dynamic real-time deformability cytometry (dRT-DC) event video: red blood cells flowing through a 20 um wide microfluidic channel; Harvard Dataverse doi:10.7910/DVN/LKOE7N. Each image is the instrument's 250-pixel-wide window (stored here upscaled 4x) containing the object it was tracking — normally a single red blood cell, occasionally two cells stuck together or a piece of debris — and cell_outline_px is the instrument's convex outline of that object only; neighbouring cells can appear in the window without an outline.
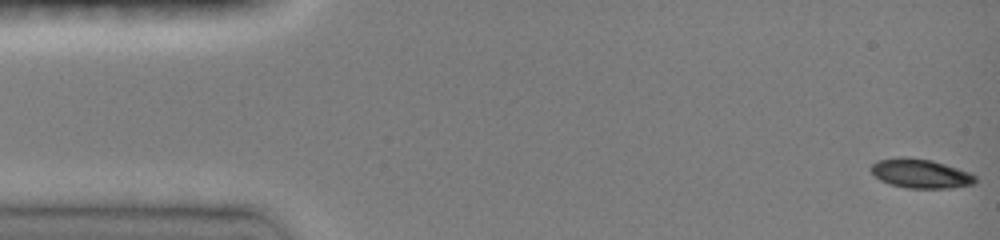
{"species": "common noctule bat (a hibernating species)", "species_latin": "Nyctalus noctula", "temperature_condition": "room temperature", "stored_images_in_passage": 17, "camera_frame_rate_fps": 3000, "um_per_image_px": 0.085, "animal": {"sex": "female", "body_mass_g": 19.0, "forearm_length_mm": 51.5}, "frame": {"image": 1, "passage_image": 1, "time_ms": 0.0, "image_size_px": [1000, 240], "cell_outline_px": [[976, 184], [952, 188], [908, 188], [892, 184], [880, 180], [868, 168], [876, 160], [900, 156], [908, 156], [932, 160], [972, 172], [976, 176]], "centroid_in_image_um": [78.27, 14.73], "position_along_channel_um": 6.7, "area_um2": 18.09}}
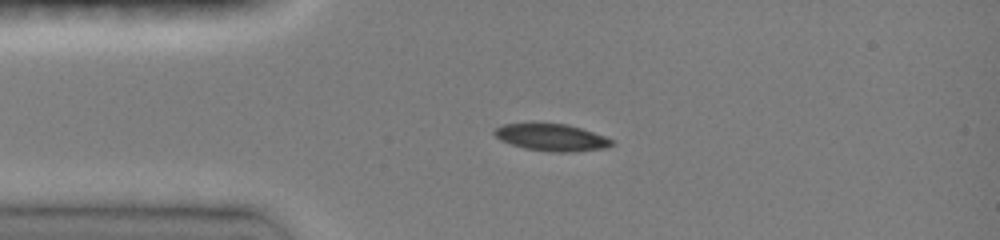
{"frame": {"image": 2, "passage_image": 13, "time_ms": 3.333, "image_size_px": [1000, 240], "cell_outline_px": [[616, 144], [608, 148], [568, 152], [552, 152], [524, 148], [500, 140], [492, 132], [496, 128], [504, 124], [532, 120], [568, 124], [604, 136], [612, 140]], "centroid_in_image_um": [46.84, 11.63], "position_along_channel_um": 38.2, "area_um2": 19.19}}
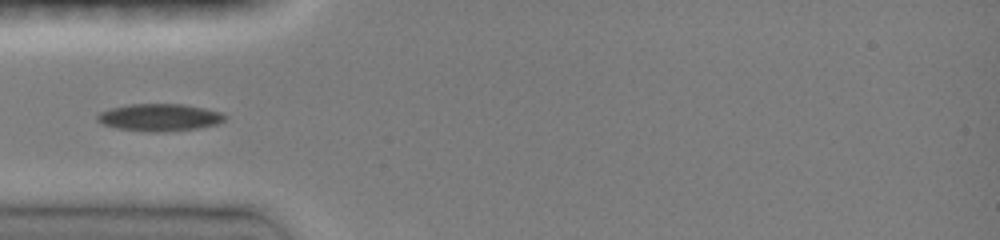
{"frame": {"image": 3, "passage_image": 16, "time_ms": 4.667, "image_size_px": [1000, 240], "cell_outline_px": [[228, 116], [224, 120], [216, 124], [196, 128], [156, 132], [116, 128], [104, 124], [96, 120], [96, 116], [100, 112], [112, 108], [128, 104], [184, 104], [204, 108], [220, 112]], "centroid_in_image_um": [13.55, 9.96], "position_along_channel_um": 71.4, "area_um2": 20.0}}